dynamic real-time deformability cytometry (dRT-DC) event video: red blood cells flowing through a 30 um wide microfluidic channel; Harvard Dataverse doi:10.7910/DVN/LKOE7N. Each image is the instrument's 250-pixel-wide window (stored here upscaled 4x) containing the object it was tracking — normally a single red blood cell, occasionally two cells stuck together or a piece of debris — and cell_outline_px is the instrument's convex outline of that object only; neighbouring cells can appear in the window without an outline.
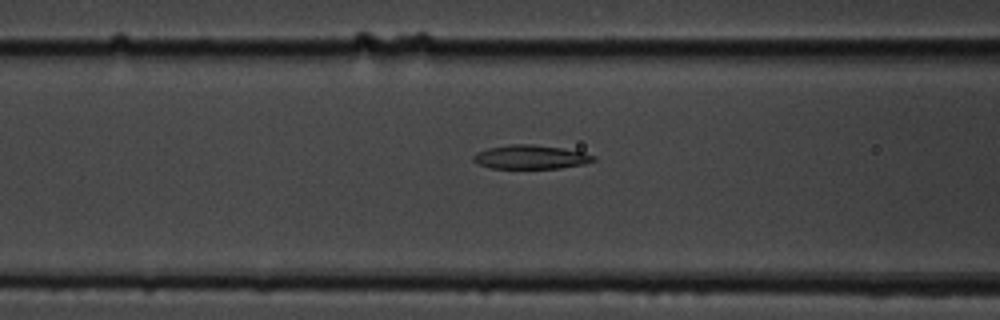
{"species": "common noctule bat (a hibernating species)", "species_latin": "Nyctalus noctula", "temperature_condition": "cold", "stored_images_in_passage": 8, "segment_of_instrument_passage": [2, 2], "camera_frame_rate_fps": 3000, "um_per_image_px": 0.085, "animal": {"sex": "male", "body_mass_g": 19.5, "forearm_length_mm": 54.6}, "frame": {"image": 1, "passage_image": 8, "time_ms": 9.333, "image_size_px": [1000, 320], "cell_outline_px": [[596, 160], [584, 164], [560, 168], [492, 168], [476, 164], [472, 160], [472, 156], [476, 152], [488, 148], [508, 144], [532, 144], [564, 148], [584, 152], [596, 156]], "centroid_in_image_um": [45.1, 13.34], "position_along_channel_um": 121.5, "area_um2": 16.94}}